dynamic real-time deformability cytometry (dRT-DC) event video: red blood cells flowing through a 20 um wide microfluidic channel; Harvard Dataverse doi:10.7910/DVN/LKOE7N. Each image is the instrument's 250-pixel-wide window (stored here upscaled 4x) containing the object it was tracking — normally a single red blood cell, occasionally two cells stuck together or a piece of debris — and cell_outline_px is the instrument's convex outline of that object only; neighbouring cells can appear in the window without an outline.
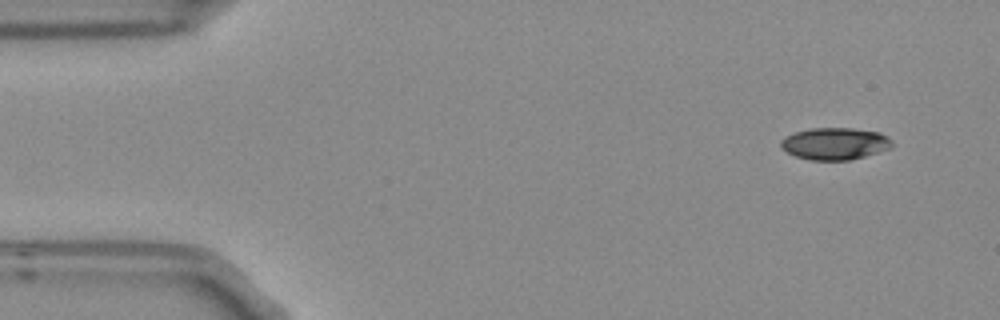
{"species": "Egyptian fruit bat (a non-hibernating species)", "species_latin": "Rousettus aegyptiacus", "temperature_condition": "room temperature", "stored_images_in_passage": 5, "camera_frame_rate_fps": 3000, "um_per_image_px": 0.085, "frame": {"image": 1, "passage_image": 1, "time_ms": 0.0, "image_size_px": [1000, 320], "cell_outline_px": [[892, 148], [864, 156], [848, 160], [812, 160], [796, 156], [788, 152], [780, 144], [780, 140], [784, 136], [808, 128], [852, 128], [880, 132], [888, 136], [892, 140]], "centroid_in_image_um": [70.99, 12.2], "position_along_channel_um": 14.0, "area_um2": 20.75}}
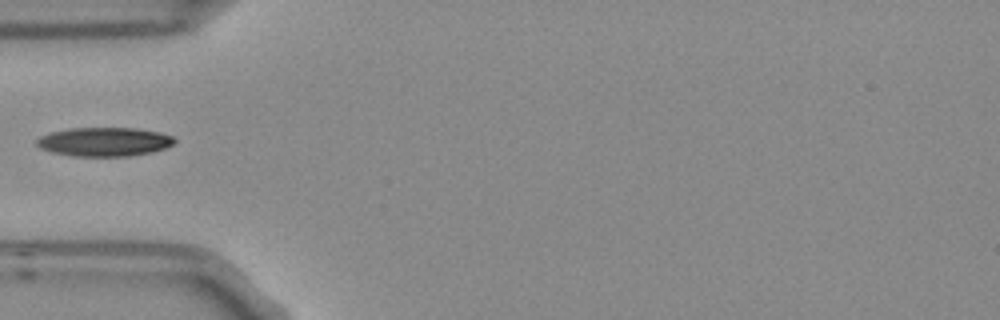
{"frame": {"image": 2, "passage_image": 4, "time_ms": 1.0, "image_size_px": [1000, 320], "cell_outline_px": [[176, 140], [172, 144], [164, 148], [152, 152], [128, 156], [76, 156], [52, 152], [40, 148], [36, 144], [36, 140], [40, 136], [52, 132], [72, 128], [132, 128], [160, 132], [172, 136]], "centroid_in_image_um": [8.86, 12.05], "position_along_channel_um": 76.1, "area_um2": 23.0}}